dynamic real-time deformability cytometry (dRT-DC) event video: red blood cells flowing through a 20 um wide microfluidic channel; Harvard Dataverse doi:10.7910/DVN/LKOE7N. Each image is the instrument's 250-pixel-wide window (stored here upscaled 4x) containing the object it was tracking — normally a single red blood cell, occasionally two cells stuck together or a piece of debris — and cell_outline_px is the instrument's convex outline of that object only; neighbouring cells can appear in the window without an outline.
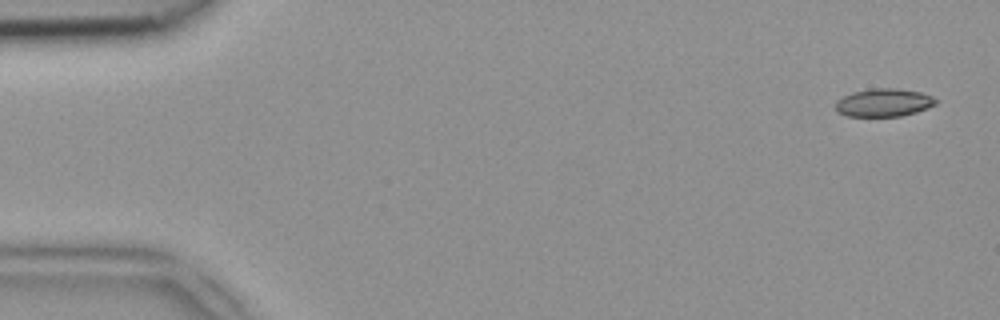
{"species": "common noctule bat (a hibernating species)", "species_latin": "Nyctalus noctula", "temperature_condition": "room temperature", "stored_images_in_passage": 49, "camera_frame_rate_fps": 3000, "um_per_image_px": 0.085, "animal": {"sex": "female", "body_mass_g": 18.4}, "frame": {"image": 1, "passage_image": 2, "time_ms": 0.333, "image_size_px": [1000, 320], "cell_outline_px": [[940, 100], [936, 104], [928, 108], [916, 112], [900, 116], [848, 116], [836, 112], [836, 100], [852, 92], [872, 88], [896, 88], [920, 92], [932, 96]], "centroid_in_image_um": [75.14, 8.72], "position_along_channel_um": 9.9, "area_um2": 16.47}}
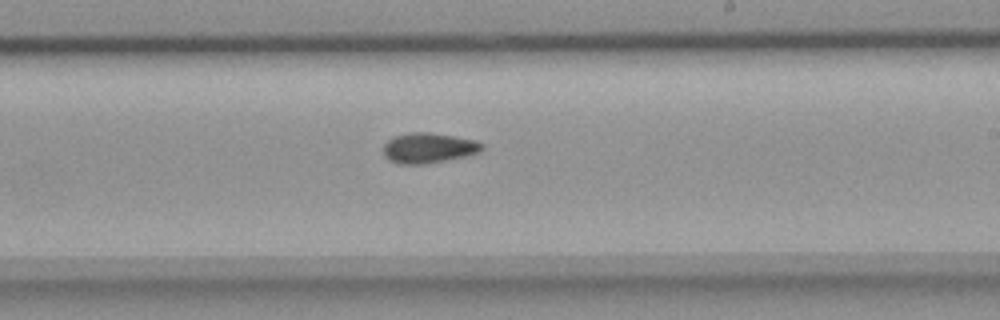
{"frame": {"image": 2, "passage_image": 29, "time_ms": 9.333, "image_size_px": [1000, 320], "cell_outline_px": [[484, 148], [476, 152], [464, 156], [424, 164], [396, 164], [388, 160], [384, 156], [384, 144], [392, 136], [408, 132], [432, 132], [476, 140], [484, 144]], "centroid_in_image_um": [36.37, 12.56], "position_along_channel_um": 252.6, "area_um2": 17.46}}
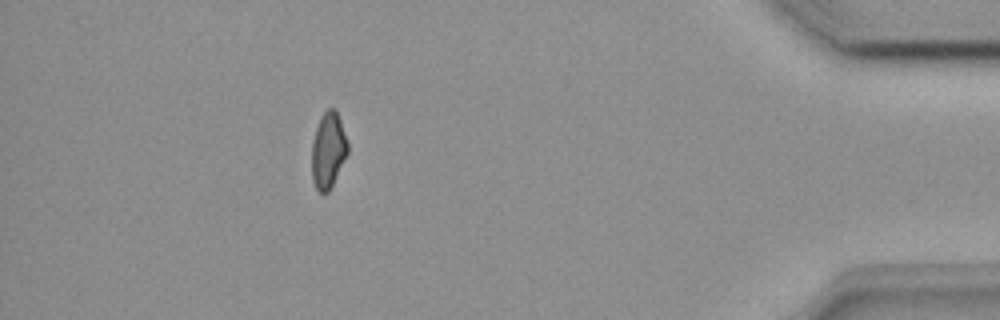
{"frame": {"image": 3, "passage_image": 44, "time_ms": 14.333, "image_size_px": [1000, 320], "cell_outline_px": [[348, 152], [328, 192], [320, 192], [316, 188], [312, 180], [312, 140], [320, 116], [328, 108], [336, 108], [348, 144]], "centroid_in_image_um": [27.88, 12.74], "position_along_channel_um": 407.3, "area_um2": 15.72}}